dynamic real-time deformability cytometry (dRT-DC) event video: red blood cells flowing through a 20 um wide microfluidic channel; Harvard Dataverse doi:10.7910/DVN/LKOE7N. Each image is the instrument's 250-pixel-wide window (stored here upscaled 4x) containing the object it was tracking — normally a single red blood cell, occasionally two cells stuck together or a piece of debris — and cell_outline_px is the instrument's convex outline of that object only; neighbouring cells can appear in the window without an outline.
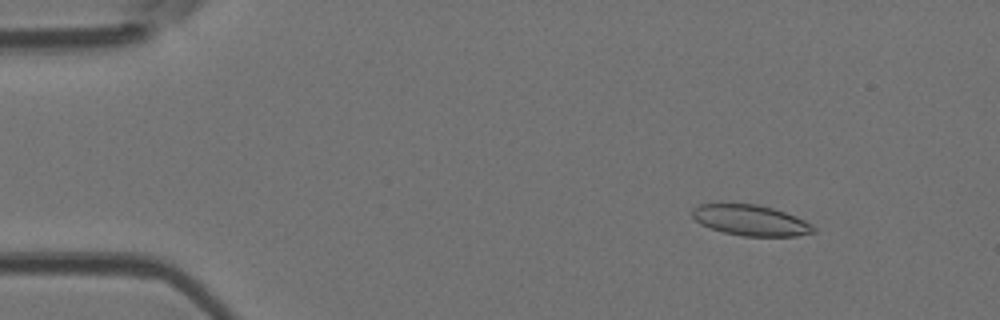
{"species": "Egyptian fruit bat (a non-hibernating species)", "species_latin": "Rousettus aegyptiacus", "temperature_condition": "room temperature", "stored_images_in_passage": 5, "camera_frame_rate_fps": 3000, "um_per_image_px": 0.085, "animal": {"sex": "female"}, "frame": {"image": 1, "passage_image": 2, "time_ms": 0.333, "image_size_px": [1000, 320], "cell_outline_px": [[816, 232], [796, 236], [744, 236], [724, 232], [700, 224], [692, 216], [692, 208], [700, 204], [756, 204], [772, 208], [784, 212], [804, 220], [812, 224], [816, 228]], "centroid_in_image_um": [63.82, 18.73], "position_along_channel_um": 21.2, "area_um2": 21.5}}
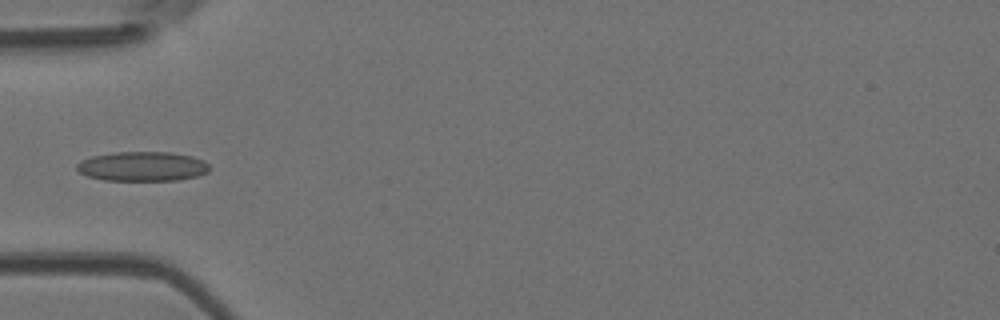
{"frame": {"image": 2, "passage_image": 5, "time_ms": 1.333, "image_size_px": [1000, 320], "cell_outline_px": [[212, 168], [208, 172], [196, 176], [180, 180], [104, 180], [88, 176], [80, 172], [76, 168], [76, 164], [80, 160], [92, 156], [116, 152], [172, 152], [192, 156], [204, 160]], "centroid_in_image_um": [12.13, 14.14], "position_along_channel_um": 72.9, "area_um2": 22.95}}